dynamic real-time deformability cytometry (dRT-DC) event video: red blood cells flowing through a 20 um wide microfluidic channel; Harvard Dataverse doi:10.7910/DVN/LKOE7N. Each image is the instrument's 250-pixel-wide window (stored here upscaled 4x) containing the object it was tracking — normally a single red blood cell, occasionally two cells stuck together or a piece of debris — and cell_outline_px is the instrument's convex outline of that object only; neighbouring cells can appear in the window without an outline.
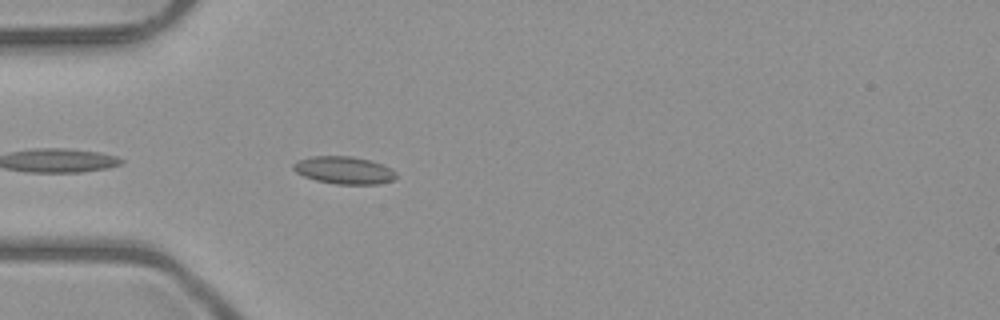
{"species": "common noctule bat (a hibernating species)", "species_latin": "Nyctalus noctula", "temperature_condition": "room temperature", "stored_images_in_passage": 9, "camera_frame_rate_fps": 3000, "um_per_image_px": 0.085, "animal": {"sex": "male", "body_mass_g": 23.1, "forearm_length_mm": 52.7}, "frame": {"image": 1, "passage_image": 2, "time_ms": 0.333, "image_size_px": [1000, 320], "cell_outline_px": [[396, 176], [392, 180], [380, 184], [336, 184], [316, 180], [304, 176], [296, 172], [292, 168], [292, 164], [296, 160], [312, 156], [352, 156], [368, 160], [392, 168], [396, 172]], "centroid_in_image_um": [29.21, 14.46], "position_along_channel_um": 55.8, "area_um2": 16.47}}